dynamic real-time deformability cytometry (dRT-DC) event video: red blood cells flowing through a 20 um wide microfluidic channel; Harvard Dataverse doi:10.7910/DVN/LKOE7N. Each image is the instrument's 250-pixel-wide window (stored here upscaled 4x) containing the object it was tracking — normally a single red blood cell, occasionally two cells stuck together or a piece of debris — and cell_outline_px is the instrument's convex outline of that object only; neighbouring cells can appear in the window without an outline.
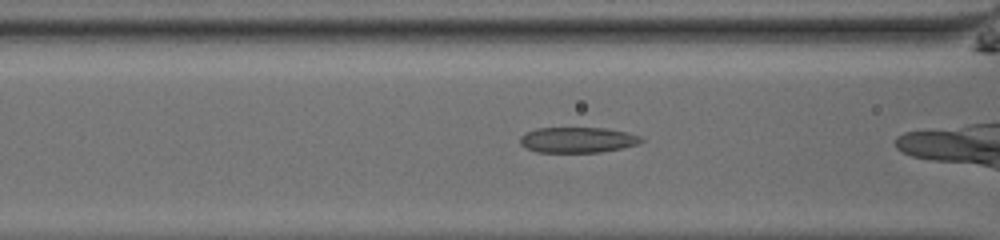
{"species": "common noctule bat (a hibernating species)", "species_latin": "Nyctalus noctula", "temperature_condition": "room temperature", "stored_images_in_passage": 30, "camera_frame_rate_fps": 3000, "um_per_image_px": 0.085, "animal": {"sex": "male", "body_mass_g": 13.0, "forearm_length_mm": 53.1}, "frame": {"image": 1, "passage_image": 8, "time_ms": 2.333, "image_size_px": [1000, 240], "cell_outline_px": [[644, 140], [636, 144], [620, 148], [600, 152], [536, 152], [520, 144], [520, 136], [524, 132], [536, 128], [608, 128], [628, 132], [640, 136]], "centroid_in_image_um": [49.07, 11.88], "position_along_channel_um": 117.5, "area_um2": 18.03}}
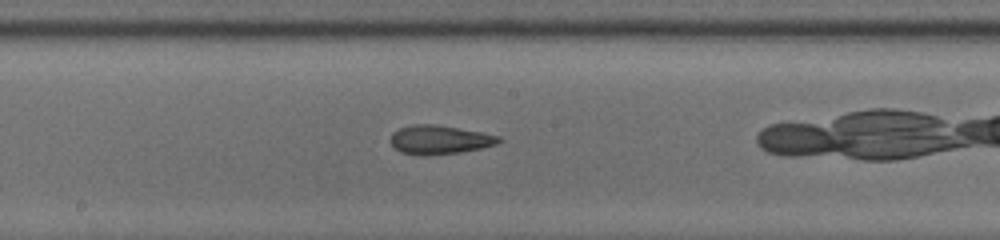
{"frame": {"image": 2, "passage_image": 15, "time_ms": 4.667, "image_size_px": [1000, 240], "cell_outline_px": [[504, 140], [496, 144], [480, 148], [460, 152], [428, 156], [420, 156], [400, 152], [388, 140], [392, 132], [400, 128], [412, 124], [436, 124], [480, 132], [500, 136]], "centroid_in_image_um": [37.33, 11.88], "position_along_channel_um": 210.9, "area_um2": 18.38}}
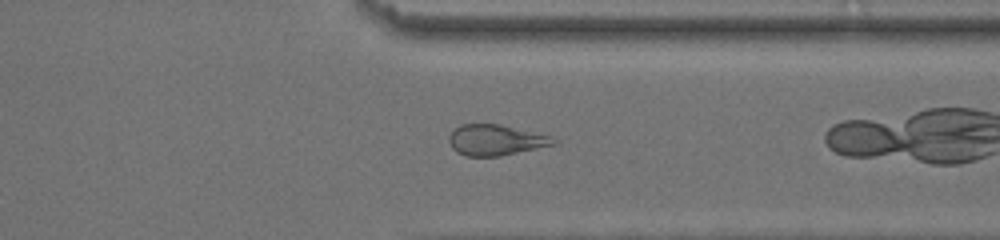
{"frame": {"image": 3, "passage_image": 27, "time_ms": 8.667, "image_size_px": [1000, 240], "cell_outline_px": [[556, 144], [500, 156], [464, 156], [456, 152], [452, 148], [448, 140], [448, 136], [460, 124], [500, 124], [552, 136], [556, 140]], "centroid_in_image_um": [42.11, 11.9], "position_along_channel_um": 369.3, "area_um2": 18.73}}